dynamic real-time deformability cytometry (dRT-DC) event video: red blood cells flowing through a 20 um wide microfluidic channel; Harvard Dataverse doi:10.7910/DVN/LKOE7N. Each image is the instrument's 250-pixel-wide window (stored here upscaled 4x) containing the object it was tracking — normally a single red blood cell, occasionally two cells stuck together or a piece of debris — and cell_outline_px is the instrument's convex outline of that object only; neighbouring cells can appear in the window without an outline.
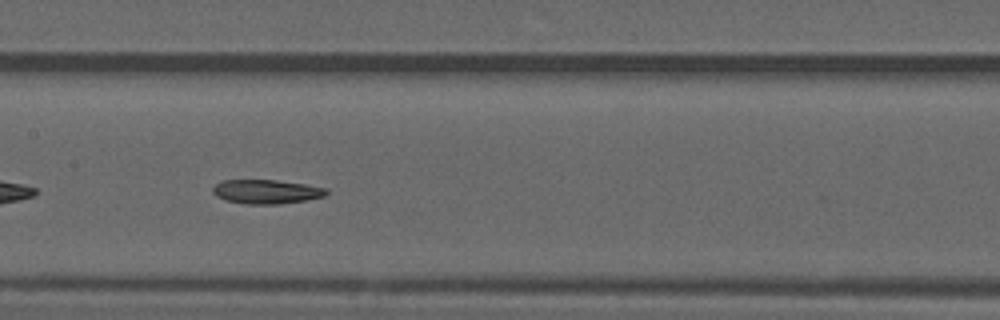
{"species": "common noctule bat (a hibernating species)", "species_latin": "Nyctalus noctula", "temperature_condition": "warm", "stored_images_in_passage": 38, "camera_frame_rate_fps": 3000, "um_per_image_px": 0.085, "animal": {"sex": "male", "forearm_length_mm": 52.5}, "frame": {"image": 1, "passage_image": 12, "time_ms": 3.667, "image_size_px": [1000, 320], "cell_outline_px": [[328, 192], [324, 196], [304, 200], [280, 204], [248, 204], [224, 200], [216, 196], [212, 192], [212, 188], [220, 180], [276, 180], [304, 184], [328, 188]], "centroid_in_image_um": [22.61, 16.29], "position_along_channel_um": 184.8, "area_um2": 15.95}, "authors_computed_cell_mechanics": {"area_um2": 16.3574, "velocity_mm_per_s": 4.005, "shape_relaxation_time_tau1_ms": null, "shape_relaxation_time_tau2_ms": 3.8556, "deformation_change_tau1": null, "deformation_change_tau2": 0.1183}}